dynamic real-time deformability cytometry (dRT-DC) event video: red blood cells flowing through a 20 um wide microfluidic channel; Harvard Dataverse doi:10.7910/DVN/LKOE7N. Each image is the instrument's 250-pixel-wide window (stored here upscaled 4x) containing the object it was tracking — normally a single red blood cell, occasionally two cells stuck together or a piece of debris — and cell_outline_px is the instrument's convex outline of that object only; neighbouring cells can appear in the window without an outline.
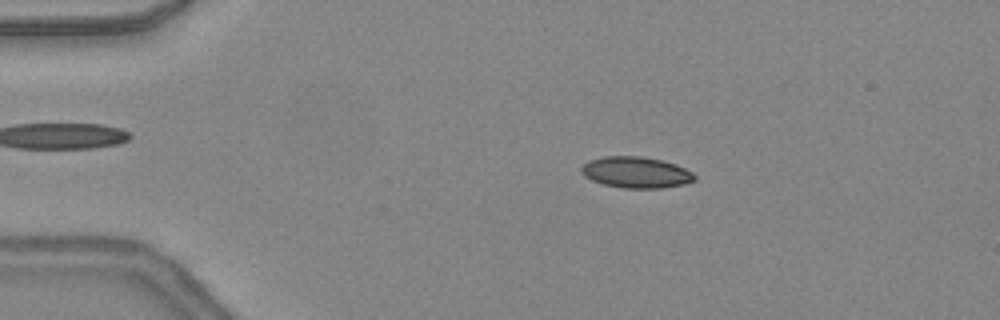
{"species": "common noctule bat (a hibernating species)", "species_latin": "Nyctalus noctula", "temperature_condition": "warm", "stored_images_in_passage": 47, "camera_frame_rate_fps": 3000, "um_per_image_px": 0.085, "animal": {"sex": "female", "body_mass_g": 24.6, "forearm_length_mm": 56.2}, "frame": {"image": 1, "passage_image": 9, "time_ms": 2.667, "image_size_px": [1000, 320], "cell_outline_px": [[696, 180], [684, 184], [660, 188], [624, 188], [604, 184], [592, 180], [584, 176], [580, 172], [580, 168], [588, 160], [604, 156], [640, 156], [660, 160], [676, 164], [692, 172], [696, 176]], "centroid_in_image_um": [54.05, 14.65], "position_along_channel_um": 31.0, "area_um2": 20.58}}
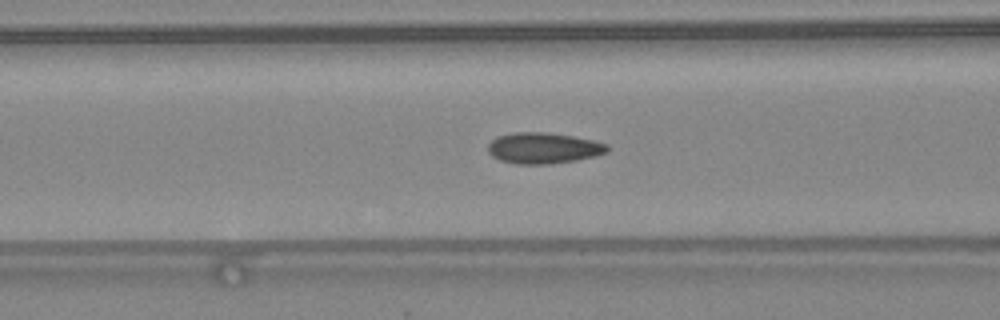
{"frame": {"image": 2, "passage_image": 19, "time_ms": 6.0, "image_size_px": [1000, 320], "cell_outline_px": [[608, 152], [596, 156], [576, 160], [548, 164], [516, 164], [500, 160], [492, 156], [488, 152], [488, 144], [496, 136], [512, 132], [548, 132], [572, 136], [592, 140], [608, 144]], "centroid_in_image_um": [46.17, 12.58], "position_along_channel_um": 120.4, "area_um2": 21.68}}
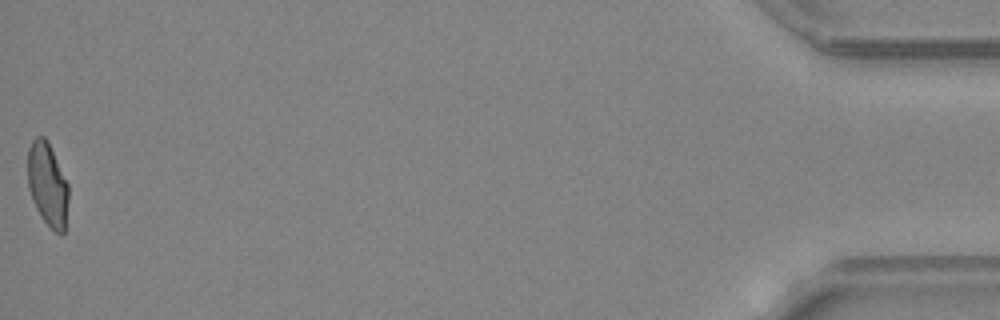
{"frame": {"image": 3, "passage_image": 47, "time_ms": 15.333, "image_size_px": [1000, 320], "cell_outline_px": [[68, 200], [64, 232], [60, 236], [40, 216], [32, 200], [28, 188], [28, 148], [32, 140], [36, 136], [44, 136], [48, 140], [68, 184]], "centroid_in_image_um": [4.03, 15.65], "position_along_channel_um": 431.2, "area_um2": 19.88}, "authors_computed_cell_mechanics": {"area_um2": 20.5768, "velocity_mm_per_s": 4.3931, "shape_relaxation_time_tau1_ms": null, "shape_relaxation_time_tau2_ms": 0.9836, "deformation_change_tau1": null, "deformation_change_tau2": 0.0783}}